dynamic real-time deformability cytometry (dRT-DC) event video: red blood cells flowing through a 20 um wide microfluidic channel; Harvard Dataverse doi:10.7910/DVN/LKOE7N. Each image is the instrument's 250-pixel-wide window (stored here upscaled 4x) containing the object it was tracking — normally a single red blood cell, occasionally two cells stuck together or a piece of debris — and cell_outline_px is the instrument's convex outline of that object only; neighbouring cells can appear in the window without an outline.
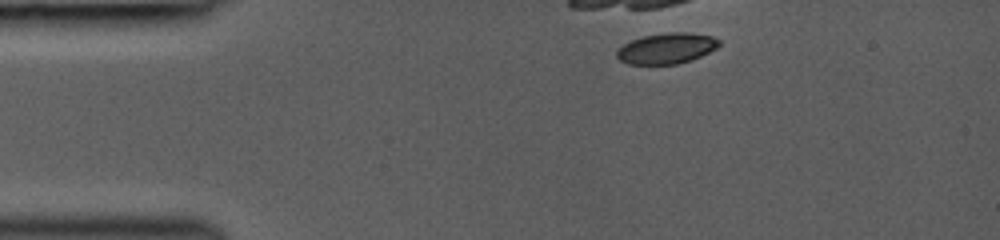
{"species": "common noctule bat (a hibernating species)", "species_latin": "Nyctalus noctula", "temperature_condition": "room temperature", "stored_images_in_passage": 2, "camera_frame_rate_fps": 3000, "um_per_image_px": 0.085, "animal": {"sex": "female", "body_mass_g": 19.0, "forearm_length_mm": 53.3}, "frame": {"image": 1, "passage_image": 1, "time_ms": 0.0, "image_size_px": [1000, 240], "cell_outline_px": [[720, 44], [716, 48], [692, 60], [676, 64], [628, 64], [620, 60], [616, 56], [616, 52], [624, 44], [632, 40], [644, 36], [668, 32], [684, 32], [712, 36], [720, 40]], "centroid_in_image_um": [56.67, 4.11], "position_along_channel_um": 28.3, "area_um2": 18.15}}